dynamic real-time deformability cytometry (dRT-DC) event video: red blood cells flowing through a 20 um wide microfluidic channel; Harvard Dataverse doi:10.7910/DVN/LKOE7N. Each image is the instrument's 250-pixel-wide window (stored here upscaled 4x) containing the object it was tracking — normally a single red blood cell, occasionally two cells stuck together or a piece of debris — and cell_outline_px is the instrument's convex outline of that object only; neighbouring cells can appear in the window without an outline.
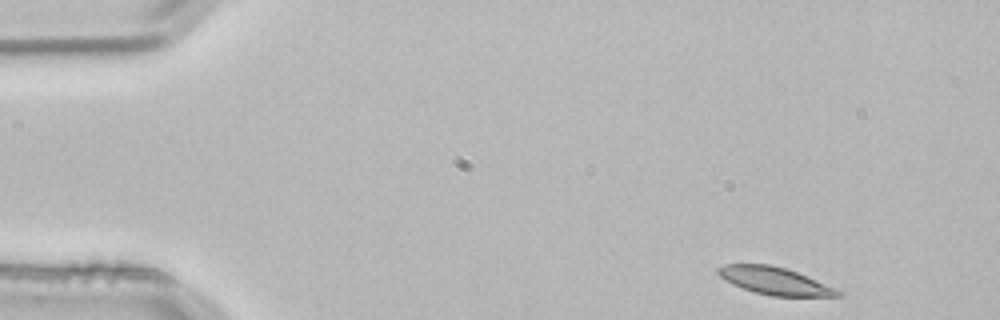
{"species": "common noctule bat (a hibernating species)", "species_latin": "Nyctalus noctula", "temperature_condition": "room temperature", "stored_images_in_passage": 3, "camera_frame_rate_fps": 3000, "um_per_image_px": 0.085, "animal": {"sex": "male", "body_mass_g": 21.5, "forearm_length_mm": 52.0}, "frame": {"image": 1, "passage_image": 1, "time_ms": 0.0, "image_size_px": [1000, 320], "cell_outline_px": [[844, 292], [840, 296], [772, 296], [756, 292], [732, 284], [724, 280], [716, 272], [716, 268], [724, 264], [768, 264], [784, 268], [796, 272], [836, 288]], "centroid_in_image_um": [65.83, 23.87], "position_along_channel_um": 19.2, "area_um2": 18.96}}
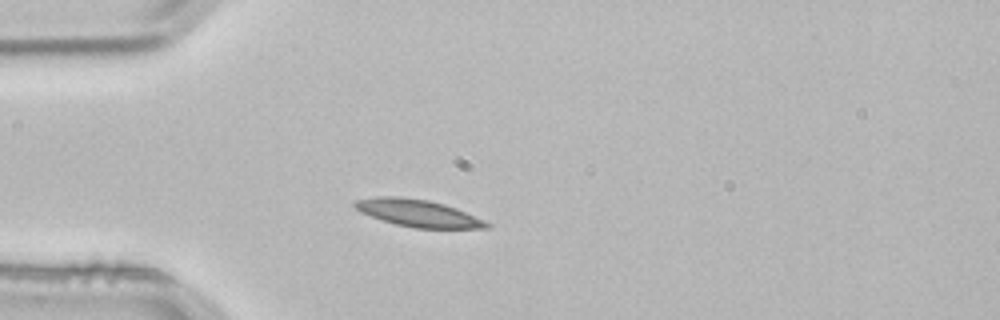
{"frame": {"image": 2, "passage_image": 3, "time_ms": 0.667, "image_size_px": [1000, 320], "cell_outline_px": [[492, 224], [488, 228], [416, 228], [396, 224], [360, 212], [352, 204], [356, 200], [380, 196], [400, 196], [428, 200], [444, 204], [456, 208], [484, 220]], "centroid_in_image_um": [35.54, 18.11], "position_along_channel_um": 49.5, "area_um2": 20.63}}